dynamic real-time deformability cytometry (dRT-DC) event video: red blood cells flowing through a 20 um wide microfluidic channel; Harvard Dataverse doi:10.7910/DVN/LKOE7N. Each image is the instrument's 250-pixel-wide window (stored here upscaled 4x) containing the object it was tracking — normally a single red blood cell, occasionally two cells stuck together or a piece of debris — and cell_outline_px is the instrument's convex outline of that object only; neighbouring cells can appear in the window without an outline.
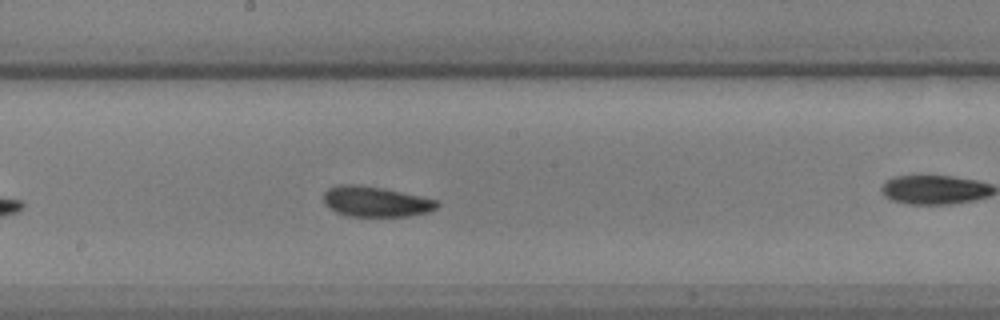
{"species": "common noctule bat (a hibernating species)", "species_latin": "Nyctalus noctula", "temperature_condition": "warm", "stored_images_in_passage": 32, "camera_frame_rate_fps": 3000, "um_per_image_px": 0.085, "animal": {"sex": "male", "body_mass_g": 17.9, "forearm_length_mm": 54.2}, "frame": {"image": 1, "passage_image": 19, "time_ms": 6.0, "image_size_px": [1000, 320], "cell_outline_px": [[440, 204], [436, 208], [428, 212], [408, 216], [348, 216], [336, 212], [328, 208], [324, 204], [324, 192], [328, 188], [340, 184], [360, 184], [384, 188], [420, 196], [436, 200]], "centroid_in_image_um": [31.9, 17.13], "position_along_channel_um": 216.3, "area_um2": 20.17}}
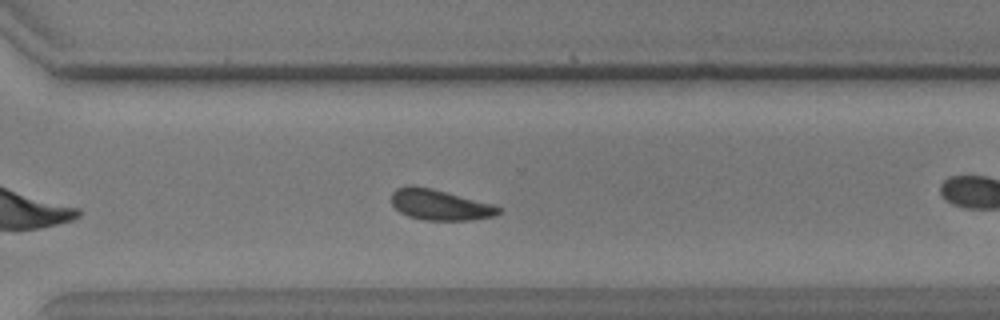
{"frame": {"image": 2, "passage_image": 28, "time_ms": 9.0, "image_size_px": [1000, 320], "cell_outline_px": [[500, 212], [496, 216], [472, 220], [424, 220], [408, 216], [400, 212], [392, 204], [392, 192], [396, 188], [412, 184], [432, 188], [448, 192], [492, 204], [500, 208]], "centroid_in_image_um": [37.37, 17.4], "position_along_channel_um": 333.2, "area_um2": 19.19}, "authors_computed_cell_mechanics": {"area_um2": 19.9121, "velocity_mm_per_s": 3.9057, "shape_relaxation_time_tau1_ms": 2.6095, "shape_relaxation_time_tau2_ms": 2.6767, "deformation_change_tau1": 0.1156, "deformation_change_tau2": 0.0912}}